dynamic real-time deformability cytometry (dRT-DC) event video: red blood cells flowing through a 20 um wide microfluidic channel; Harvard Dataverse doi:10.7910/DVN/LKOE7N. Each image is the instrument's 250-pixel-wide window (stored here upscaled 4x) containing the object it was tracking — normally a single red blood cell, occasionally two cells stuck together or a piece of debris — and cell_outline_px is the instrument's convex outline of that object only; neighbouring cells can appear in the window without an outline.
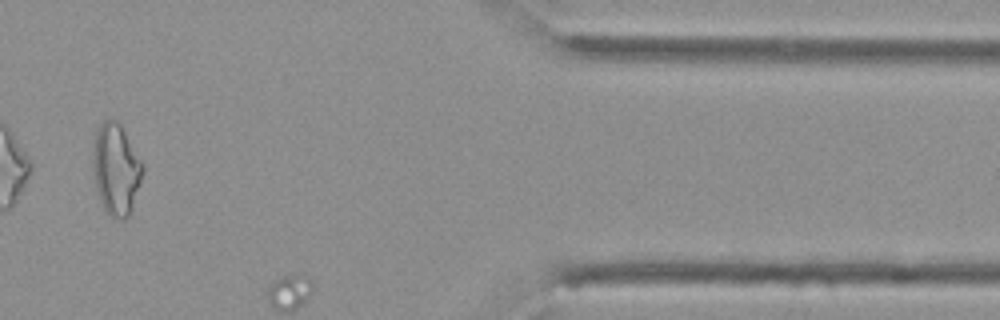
{"species": "Egyptian fruit bat (a non-hibernating species)", "species_latin": "Rousettus aegyptiacus", "temperature_condition": "cold", "stored_images_in_passage": 38, "camera_frame_rate_fps": 3000, "um_per_image_px": 0.085, "animal": {"sex": "female"}, "frame": {"image": 1, "passage_image": 33, "time_ms": 10.667, "image_size_px": [1000, 320], "cell_outline_px": [[144, 172], [128, 216], [124, 220], [116, 220], [108, 216], [100, 200], [96, 188], [92, 164], [92, 148], [96, 128], [104, 120], [116, 120], [120, 124], [144, 164]], "centroid_in_image_um": [9.84, 14.38], "position_along_channel_um": 401.6, "area_um2": 26.7}}